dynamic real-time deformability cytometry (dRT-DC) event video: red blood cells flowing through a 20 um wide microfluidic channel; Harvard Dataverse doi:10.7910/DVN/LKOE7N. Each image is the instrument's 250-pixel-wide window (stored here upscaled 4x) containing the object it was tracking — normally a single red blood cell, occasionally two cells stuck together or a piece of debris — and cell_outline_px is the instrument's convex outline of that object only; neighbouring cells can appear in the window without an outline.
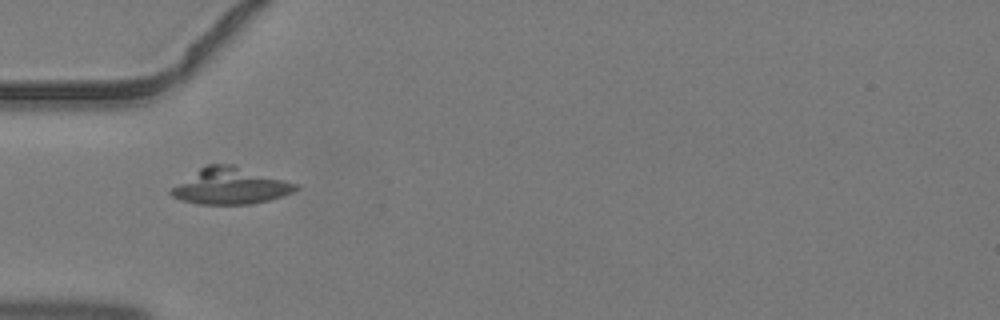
{"species": "common noctule bat (a hibernating species)", "species_latin": "Nyctalus noctula", "temperature_condition": "warm", "stored_images_in_passage": 2, "camera_frame_rate_fps": 3000, "um_per_image_px": 0.085, "animal": {"sex": "male", "body_mass_g": 19.2, "forearm_length_mm": 51.8}, "frame": {"image": 1, "passage_image": 2, "time_ms": 0.333, "image_size_px": [1000, 320], "cell_outline_px": [[300, 188], [292, 192], [268, 200], [248, 204], [200, 204], [184, 200], [172, 196], [168, 192], [172, 188], [200, 168], [208, 164], [232, 164], [300, 184]], "centroid_in_image_um": [19.62, 15.81], "position_along_channel_um": 65.4, "area_um2": 26.01}}